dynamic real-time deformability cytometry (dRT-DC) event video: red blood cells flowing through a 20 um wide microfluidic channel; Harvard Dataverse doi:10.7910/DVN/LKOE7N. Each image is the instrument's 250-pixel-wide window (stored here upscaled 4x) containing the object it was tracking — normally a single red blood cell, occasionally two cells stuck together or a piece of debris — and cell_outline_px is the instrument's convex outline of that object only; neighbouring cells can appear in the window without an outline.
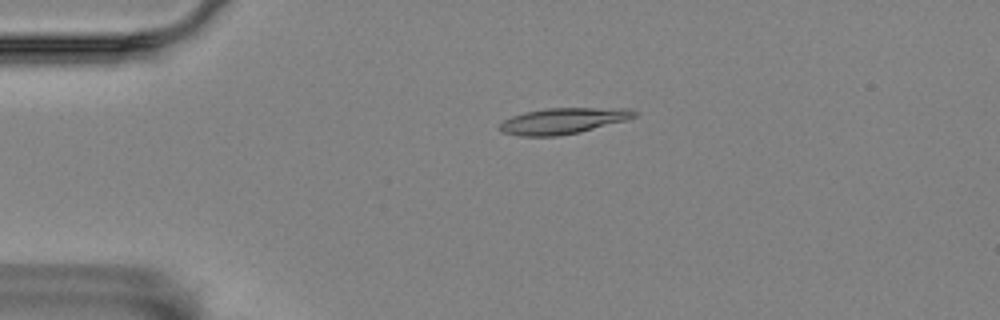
{"species": "Egyptian fruit bat (a non-hibernating species)", "species_latin": "Rousettus aegyptiacus", "temperature_condition": "room temperature", "stored_images_in_passage": 40, "camera_frame_rate_fps": 3000, "um_per_image_px": 0.085, "animal": {"sex": "female"}, "frame": {"image": 1, "passage_image": 1, "time_ms": 0.0, "image_size_px": [1000, 320], "cell_outline_px": [[636, 116], [624, 120], [580, 132], [556, 136], [520, 136], [500, 132], [496, 128], [504, 120], [512, 116], [524, 112], [544, 108], [628, 108], [636, 112]], "centroid_in_image_um": [47.78, 10.27], "position_along_channel_um": 37.2, "area_um2": 20.35}}
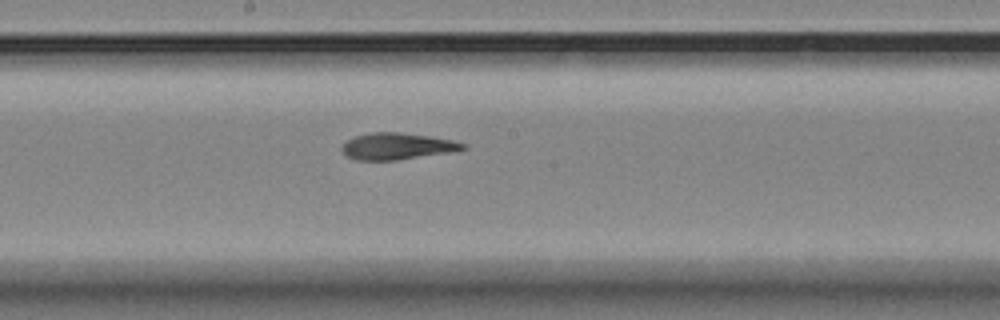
{"frame": {"image": 2, "passage_image": 19, "time_ms": 6.0, "image_size_px": [1000, 320], "cell_outline_px": [[464, 148], [448, 152], [396, 160], [356, 160], [348, 156], [340, 148], [348, 140], [356, 136], [372, 132], [400, 132], [432, 136], [452, 140], [464, 144]], "centroid_in_image_um": [33.71, 12.42], "position_along_channel_um": 214.5, "area_um2": 18.38}}
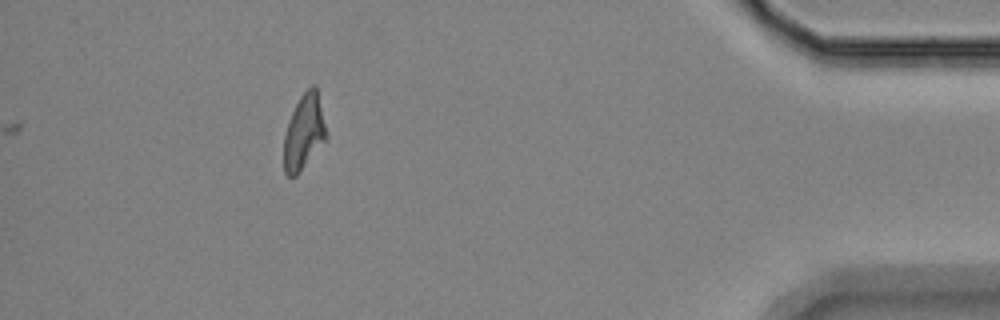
{"frame": {"image": 3, "passage_image": 40, "time_ms": 13.0, "image_size_px": [1000, 320], "cell_outline_px": [[328, 136], [296, 176], [288, 176], [284, 172], [284, 136], [292, 112], [300, 96], [312, 84], [316, 84]], "centroid_in_image_um": [25.84, 11.2], "position_along_channel_um": 409.4, "area_um2": 18.32}, "authors_computed_cell_mechanics": {"area_um2": 18.9584, "velocity_mm_per_s": 3.5158, "shape_relaxation_time_tau1_ms": 5.7659, "shape_relaxation_time_tau2_ms": 3.615, "deformation_change_tau1": 0.1723, "deformation_change_tau2": 0.1184}}